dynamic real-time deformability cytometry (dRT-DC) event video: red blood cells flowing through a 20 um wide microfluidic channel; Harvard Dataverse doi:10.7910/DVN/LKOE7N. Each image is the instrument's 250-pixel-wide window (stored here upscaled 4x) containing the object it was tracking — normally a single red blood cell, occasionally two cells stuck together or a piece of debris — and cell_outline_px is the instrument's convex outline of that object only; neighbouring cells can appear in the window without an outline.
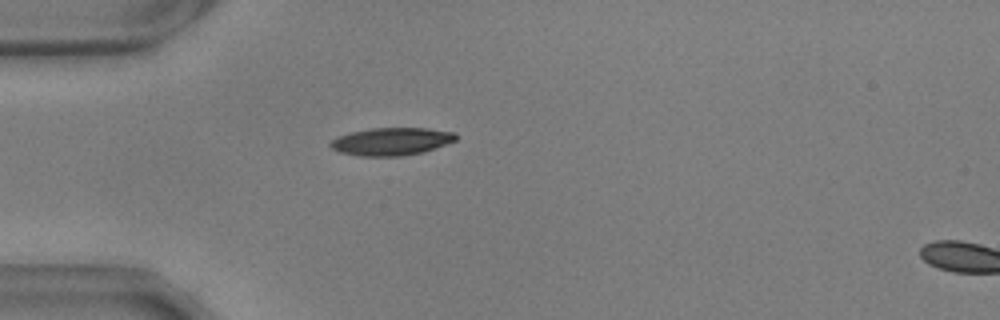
{"species": "common noctule bat (a hibernating species)", "species_latin": "Nyctalus noctula", "temperature_condition": "warm", "stored_images_in_passage": 8, "camera_frame_rate_fps": 3000, "um_per_image_px": 0.085, "animal": {"sex": "male", "body_mass_g": 17.9, "forearm_length_mm": 54.2}, "frame": {"image": 1, "passage_image": 6, "time_ms": 1.667, "image_size_px": [1000, 320], "cell_outline_px": [[456, 140], [424, 152], [404, 156], [356, 156], [340, 152], [332, 148], [328, 144], [336, 136], [352, 132], [372, 128], [428, 128], [456, 132]], "centroid_in_image_um": [33.26, 12.03], "position_along_channel_um": 51.7, "area_um2": 20.35}}